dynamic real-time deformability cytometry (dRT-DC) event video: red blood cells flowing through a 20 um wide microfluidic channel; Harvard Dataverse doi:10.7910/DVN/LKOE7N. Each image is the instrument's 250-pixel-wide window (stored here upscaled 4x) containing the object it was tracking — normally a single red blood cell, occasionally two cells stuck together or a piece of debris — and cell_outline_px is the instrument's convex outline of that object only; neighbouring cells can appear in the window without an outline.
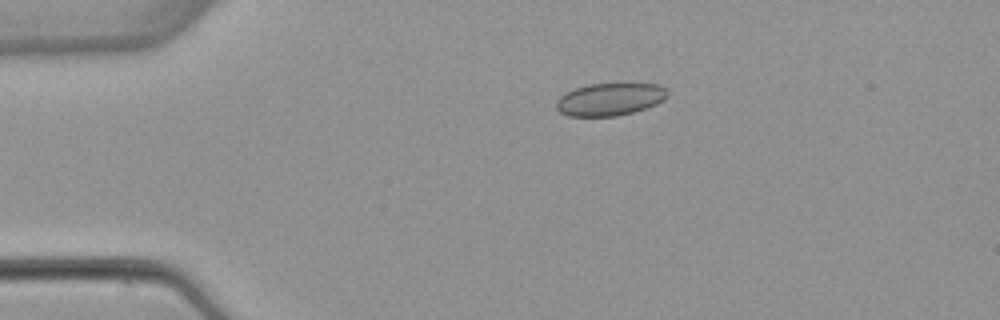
{"species": "common noctule bat (a hibernating species)", "species_latin": "Nyctalus noctula", "temperature_condition": "warm", "stored_images_in_passage": 4, "camera_frame_rate_fps": 3000, "um_per_image_px": 0.085, "animal": {"sex": "female", "body_mass_g": 22.7, "forearm_length_mm": 54.2}, "frame": {"image": 1, "passage_image": 3, "time_ms": 2.333, "image_size_px": [1000, 320], "cell_outline_px": [[668, 96], [664, 100], [656, 104], [632, 112], [616, 116], [568, 116], [560, 112], [556, 108], [556, 100], [560, 96], [576, 88], [592, 84], [660, 84], [668, 92]], "centroid_in_image_um": [51.84, 8.45], "position_along_channel_um": 33.2, "area_um2": 20.87}}